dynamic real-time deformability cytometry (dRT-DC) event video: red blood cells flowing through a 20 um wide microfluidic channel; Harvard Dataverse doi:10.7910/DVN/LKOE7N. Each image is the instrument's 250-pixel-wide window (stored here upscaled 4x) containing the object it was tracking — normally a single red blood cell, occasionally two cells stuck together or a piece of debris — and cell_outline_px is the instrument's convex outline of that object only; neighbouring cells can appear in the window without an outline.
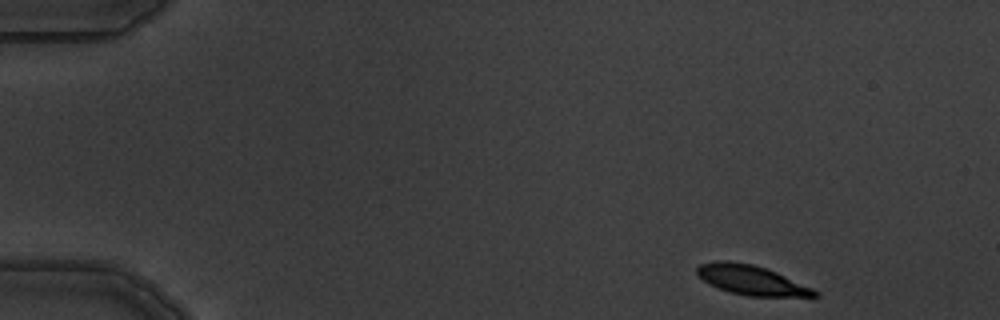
{"species": "common noctule bat (a hibernating species)", "species_latin": "Nyctalus noctula", "temperature_condition": "warm", "stored_images_in_passage": 5, "camera_frame_rate_fps": 3000, "um_per_image_px": 0.085, "animal": {"sex": "male", "body_mass_g": 19.5, "forearm_length_mm": 54.6}, "frame": {"image": 1, "passage_image": 1, "time_ms": 0.0, "image_size_px": [1000, 320], "cell_outline_px": [[820, 296], [748, 296], [728, 292], [708, 284], [696, 276], [696, 268], [700, 264], [716, 260], [728, 260], [752, 264], [776, 272], [812, 288], [820, 292]], "centroid_in_image_um": [63.8, 23.8], "position_along_channel_um": 21.2, "area_um2": 20.35}}
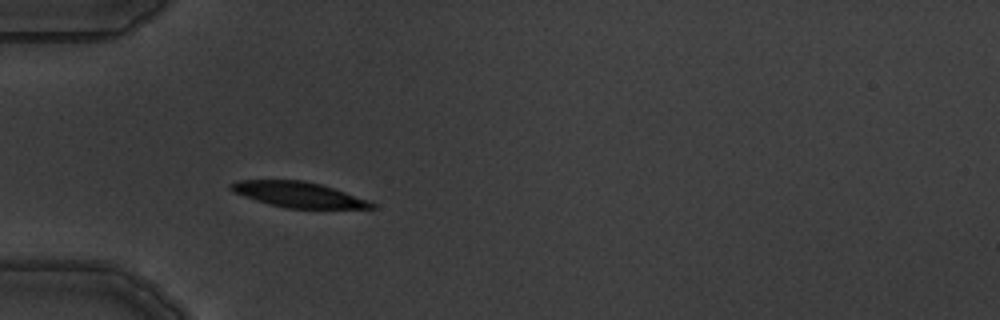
{"frame": {"image": 2, "passage_image": 4, "time_ms": 3.667, "image_size_px": [1000, 320], "cell_outline_px": [[376, 208], [284, 208], [268, 204], [232, 192], [228, 188], [228, 184], [236, 180], [304, 180], [320, 184], [368, 200], [376, 204]], "centroid_in_image_um": [25.29, 16.53], "position_along_channel_um": 59.7, "area_um2": 20.81}}